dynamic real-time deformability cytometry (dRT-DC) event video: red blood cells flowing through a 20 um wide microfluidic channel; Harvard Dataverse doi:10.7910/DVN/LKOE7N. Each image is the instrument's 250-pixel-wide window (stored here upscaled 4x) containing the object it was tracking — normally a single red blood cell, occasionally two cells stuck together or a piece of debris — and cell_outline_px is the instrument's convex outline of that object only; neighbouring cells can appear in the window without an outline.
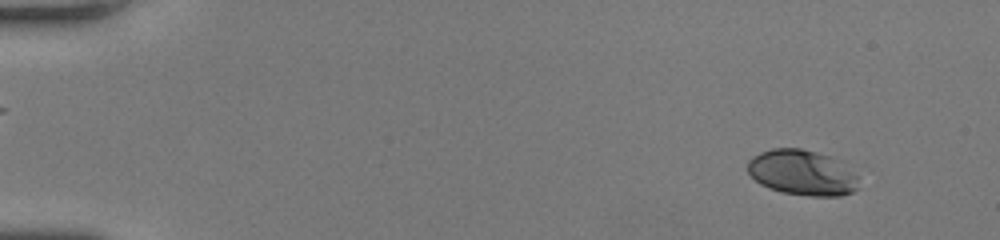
{"species": "human", "species_latin": "Homo sapiens", "temperature_condition": "room temperature", "stored_images_in_passage": 51, "camera_frame_rate_fps": 3000, "um_per_image_px": 0.085, "donor": {"sex": "female"}, "frame": {"image": 1, "passage_image": 5, "time_ms": 1.333, "image_size_px": [1000, 240], "cell_outline_px": [[860, 188], [852, 192], [840, 196], [812, 196], [784, 192], [768, 188], [760, 184], [748, 172], [748, 160], [752, 156], [760, 152], [772, 148], [800, 148], [816, 152], [828, 156], [856, 176]], "centroid_in_image_um": [68.13, 14.68], "position_along_channel_um": 16.9, "area_um2": 28.9}}
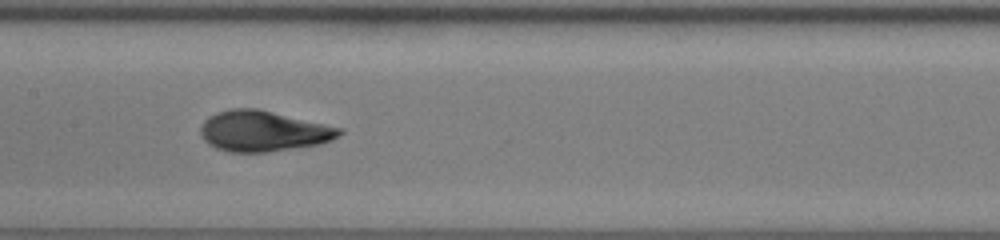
{"frame": {"image": 2, "passage_image": 27, "time_ms": 8.667, "image_size_px": [1000, 240], "cell_outline_px": [[344, 132], [340, 136], [332, 140], [320, 144], [264, 152], [228, 152], [216, 148], [208, 144], [204, 140], [200, 132], [200, 128], [204, 120], [208, 116], [216, 112], [228, 108], [256, 108], [340, 128]], "centroid_in_image_um": [22.32, 11.14], "position_along_channel_um": 185.1, "area_um2": 32.71}}
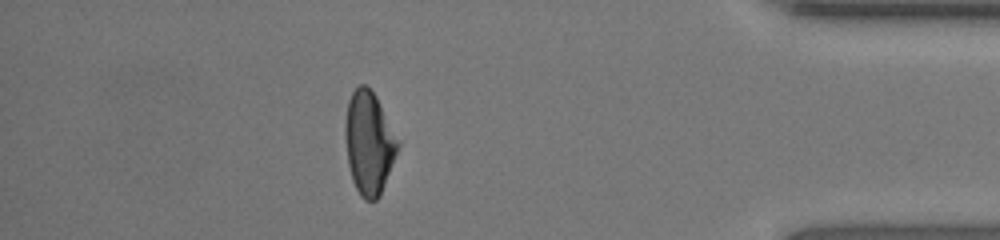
{"frame": {"image": 3, "passage_image": 45, "time_ms": 14.667, "image_size_px": [1000, 240], "cell_outline_px": [[400, 144], [380, 196], [376, 200], [364, 200], [360, 196], [352, 180], [348, 164], [344, 136], [344, 124], [348, 100], [352, 92], [360, 84], [364, 84], [376, 96]], "centroid_in_image_um": [31.33, 12.16], "position_along_channel_um": 403.9, "area_um2": 31.39}, "authors_computed_cell_mechanics": {"area_um2": 31.3854, "velocity_mm_per_s": 4.2601, "shape_relaxation_time_tau1_ms": 4.164, "shape_relaxation_time_tau2_ms": null, "deformation_change_tau1": 0.1911, "deformation_change_tau2": null}}